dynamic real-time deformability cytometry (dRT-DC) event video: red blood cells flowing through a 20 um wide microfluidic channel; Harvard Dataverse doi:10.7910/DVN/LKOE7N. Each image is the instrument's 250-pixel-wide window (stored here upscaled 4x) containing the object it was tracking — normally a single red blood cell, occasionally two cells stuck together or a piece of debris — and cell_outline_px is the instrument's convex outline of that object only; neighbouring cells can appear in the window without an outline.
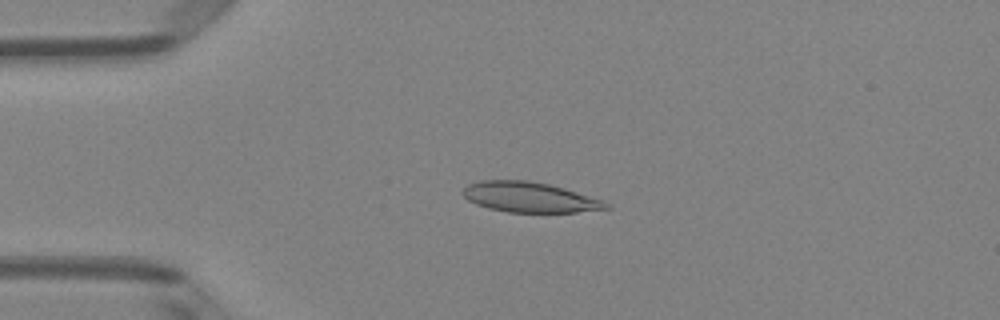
{"species": "Egyptian fruit bat (a non-hibernating species)", "species_latin": "Rousettus aegyptiacus", "temperature_condition": "room temperature", "stored_images_in_passage": 4, "camera_frame_rate_fps": 3000, "um_per_image_px": 0.085, "animal": {"sex": "female"}, "frame": {"image": 1, "passage_image": 3, "time_ms": 0.667, "image_size_px": [1000, 320], "cell_outline_px": [[612, 208], [576, 212], [508, 212], [488, 208], [476, 204], [468, 200], [460, 192], [468, 184], [480, 180], [528, 180], [548, 184], [564, 188], [604, 200]], "centroid_in_image_um": [45.0, 16.76], "position_along_channel_um": 40.0, "area_um2": 25.26}}